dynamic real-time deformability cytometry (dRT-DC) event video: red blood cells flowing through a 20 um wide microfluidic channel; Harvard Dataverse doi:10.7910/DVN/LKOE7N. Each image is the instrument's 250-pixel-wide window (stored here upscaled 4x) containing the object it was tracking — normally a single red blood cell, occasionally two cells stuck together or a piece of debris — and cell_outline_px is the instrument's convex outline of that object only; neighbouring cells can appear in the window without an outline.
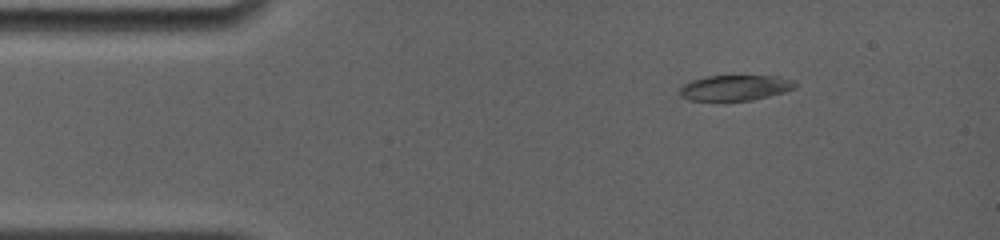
{"species": "common noctule bat (a hibernating species)", "species_latin": "Nyctalus noctula", "temperature_condition": "room temperature", "stored_images_in_passage": 11, "camera_frame_rate_fps": 4000, "um_per_image_px": 0.085, "animal": {"sex": "female", "body_mass_g": 19.0, "forearm_length_mm": 56.7}, "frame": {"image": 1, "passage_image": 4, "time_ms": 2.0, "image_size_px": [1000, 240], "cell_outline_px": [[796, 88], [784, 92], [752, 100], [688, 100], [680, 96], [680, 88], [684, 84], [692, 80], [708, 76], [780, 76], [796, 80]], "centroid_in_image_um": [62.53, 7.45], "position_along_channel_um": 22.5, "area_um2": 17.11}}
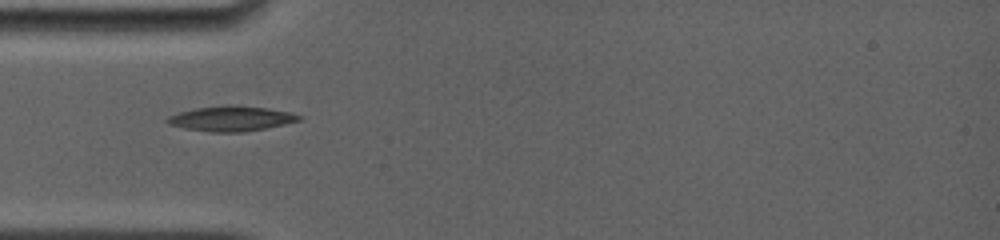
{"frame": {"image": 2, "passage_image": 8, "time_ms": 4.75, "image_size_px": [1000, 240], "cell_outline_px": [[300, 120], [284, 124], [244, 132], [212, 132], [184, 128], [168, 124], [164, 120], [168, 116], [180, 112], [196, 108], [224, 104], [268, 108], [292, 112], [300, 116]], "centroid_in_image_um": [19.62, 10.07], "position_along_channel_um": 65.4, "area_um2": 19.19}}
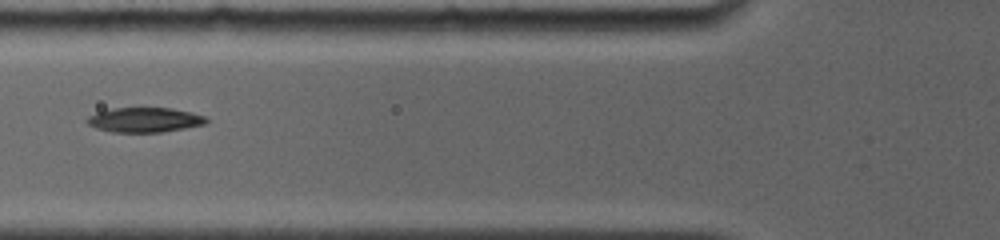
{"frame": {"image": 3, "passage_image": 10, "time_ms": 6.0, "image_size_px": [1000, 240], "cell_outline_px": [[208, 120], [204, 124], [184, 128], [160, 132], [112, 132], [96, 128], [88, 124], [84, 120], [88, 116], [96, 112], [112, 108], [172, 108], [192, 112], [204, 116]], "centroid_in_image_um": [12.24, 10.18], "position_along_channel_um": 113.6, "area_um2": 17.17}}